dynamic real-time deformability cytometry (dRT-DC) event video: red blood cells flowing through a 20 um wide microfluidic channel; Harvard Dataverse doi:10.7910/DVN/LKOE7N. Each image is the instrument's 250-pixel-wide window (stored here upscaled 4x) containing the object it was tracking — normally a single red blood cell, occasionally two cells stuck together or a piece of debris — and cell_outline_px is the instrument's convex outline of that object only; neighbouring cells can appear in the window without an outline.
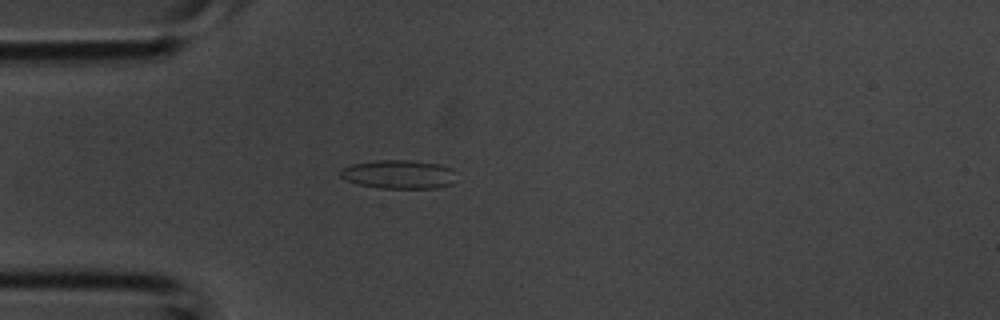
{"species": "common noctule bat (a hibernating species)", "species_latin": "Nyctalus noctula", "temperature_condition": "room temperature", "stored_images_in_passage": 34, "camera_frame_rate_fps": 3000, "um_per_image_px": 0.085, "animal": {"sex": "male", "body_mass_g": 20.1, "forearm_length_mm": 53.5}, "frame": {"image": 1, "passage_image": 6, "time_ms": 1.667, "image_size_px": [1000, 320], "cell_outline_px": [[456, 172], [452, 184], [436, 188], [380, 188], [356, 184], [344, 180], [340, 176], [340, 168], [352, 164], [376, 160], [408, 160], [440, 164], [452, 168]], "centroid_in_image_um": [33.87, 14.82], "position_along_channel_um": 51.1, "area_um2": 19.65}}
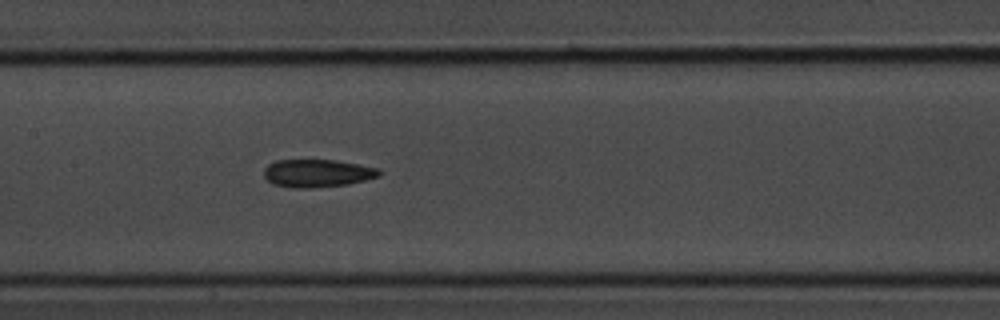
{"frame": {"image": 2, "passage_image": 14, "time_ms": 4.333, "image_size_px": [1000, 320], "cell_outline_px": [[384, 172], [380, 176], [348, 184], [312, 188], [292, 188], [272, 184], [264, 176], [264, 168], [268, 164], [276, 160], [336, 160], [380, 168]], "centroid_in_image_um": [26.99, 14.72], "position_along_channel_um": 180.4, "area_um2": 18.9}}
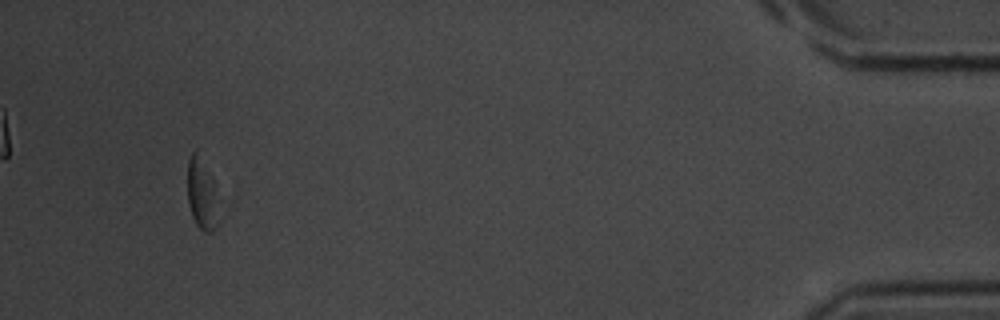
{"frame": {"image": 3, "passage_image": 32, "time_ms": 10.333, "image_size_px": [1000, 320], "cell_outline_px": [[220, 200], [216, 228], [212, 232], [204, 232], [196, 224], [192, 216], [188, 204], [188, 160], [192, 152], [196, 148], [212, 176]], "centroid_in_image_um": [17.19, 16.49], "position_along_channel_um": 418.0, "area_um2": 13.41}}